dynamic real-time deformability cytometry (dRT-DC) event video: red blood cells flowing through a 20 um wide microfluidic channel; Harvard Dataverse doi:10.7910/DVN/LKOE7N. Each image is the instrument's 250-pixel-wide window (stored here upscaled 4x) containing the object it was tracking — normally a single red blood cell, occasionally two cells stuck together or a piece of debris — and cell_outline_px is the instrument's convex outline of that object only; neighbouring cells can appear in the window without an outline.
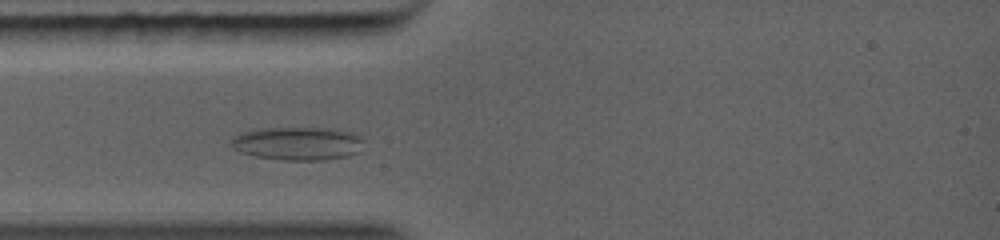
{"species": "common noctule bat (a hibernating species)", "species_latin": "Nyctalus noctula", "temperature_condition": "warm", "stored_images_in_passage": 27, "camera_frame_rate_fps": 5000, "um_per_image_px": 0.085, "animal": {"sex": "female", "body_mass_g": 19.0, "forearm_length_mm": 56.7}, "frame": {"image": 1, "passage_image": 10, "time_ms": 2.2, "image_size_px": [1000, 240], "cell_outline_px": [[364, 140], [360, 152], [348, 156], [324, 160], [280, 160], [256, 156], [240, 152], [232, 148], [232, 140], [240, 132], [264, 128], [336, 128], [352, 132], [364, 136]], "centroid_in_image_um": [25.38, 12.19], "position_along_channel_um": 59.6, "area_um2": 26.07}}
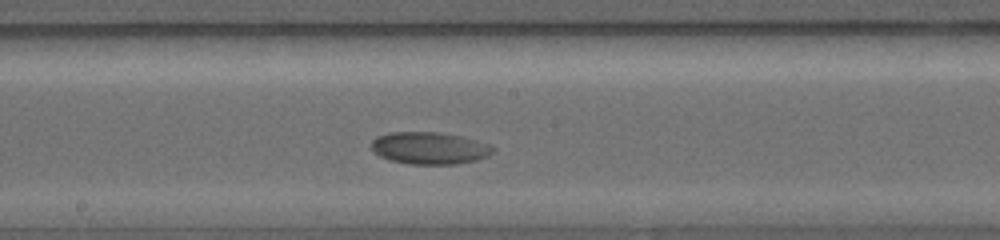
{"frame": {"image": 2, "passage_image": 19, "time_ms": 5.6, "image_size_px": [1000, 240], "cell_outline_px": [[496, 152], [488, 156], [476, 160], [456, 164], [408, 164], [388, 160], [380, 156], [372, 148], [372, 140], [376, 136], [388, 132], [436, 132], [460, 136], [492, 144], [496, 148]], "centroid_in_image_um": [36.55, 12.59], "position_along_channel_um": 211.7, "area_um2": 23.0}}
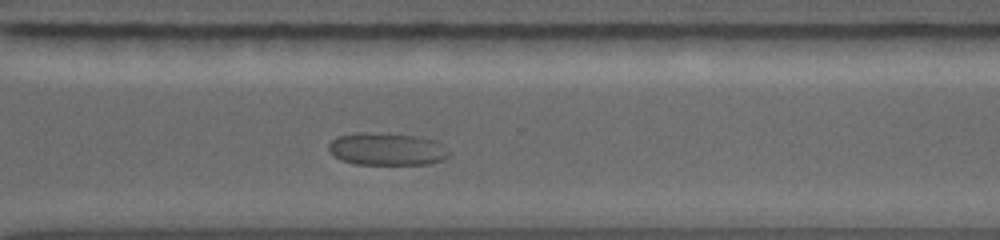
{"frame": {"image": 3, "passage_image": 27, "time_ms": 8.4, "image_size_px": [1000, 240], "cell_outline_px": [[452, 152], [444, 160], [428, 164], [356, 164], [340, 160], [328, 148], [328, 144], [336, 136], [360, 132], [364, 132], [416, 136], [432, 140]], "centroid_in_image_um": [32.87, 12.68], "position_along_channel_um": 337.7, "area_um2": 22.6}}